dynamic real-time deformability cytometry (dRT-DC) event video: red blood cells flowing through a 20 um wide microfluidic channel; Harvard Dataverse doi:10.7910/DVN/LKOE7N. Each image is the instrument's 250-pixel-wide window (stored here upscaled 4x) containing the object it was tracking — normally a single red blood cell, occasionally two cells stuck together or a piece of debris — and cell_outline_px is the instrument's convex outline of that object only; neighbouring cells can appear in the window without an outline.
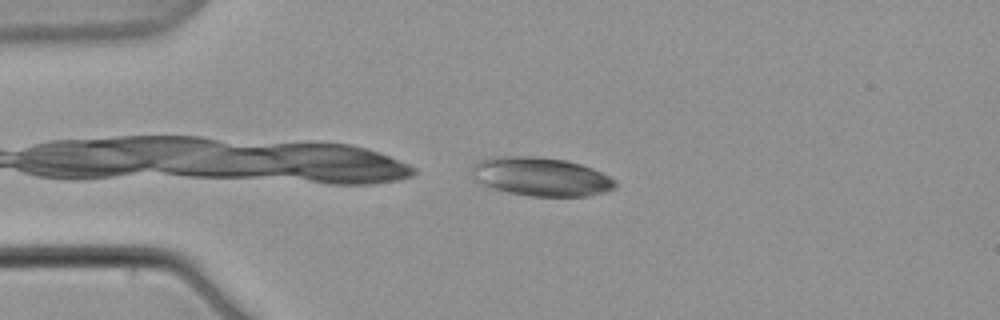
{"species": "common noctule bat (a hibernating species)", "species_latin": "Nyctalus noctula", "temperature_condition": "warm", "stored_images_in_passage": 5, "camera_frame_rate_fps": 3000, "um_per_image_px": 0.085, "animal": {"sex": "male", "body_mass_g": 21.5, "forearm_length_mm": 52.0}, "frame": {"image": 1, "passage_image": 1, "time_ms": 0.0, "image_size_px": [1000, 320], "cell_outline_px": [[616, 188], [604, 192], [588, 196], [528, 196], [508, 192], [492, 188], [480, 184], [476, 180], [472, 172], [472, 168], [476, 160], [496, 156], [540, 156], [568, 160], [592, 168], [616, 180]], "centroid_in_image_um": [45.96, 15.01], "position_along_channel_um": 39.0, "area_um2": 32.6}}